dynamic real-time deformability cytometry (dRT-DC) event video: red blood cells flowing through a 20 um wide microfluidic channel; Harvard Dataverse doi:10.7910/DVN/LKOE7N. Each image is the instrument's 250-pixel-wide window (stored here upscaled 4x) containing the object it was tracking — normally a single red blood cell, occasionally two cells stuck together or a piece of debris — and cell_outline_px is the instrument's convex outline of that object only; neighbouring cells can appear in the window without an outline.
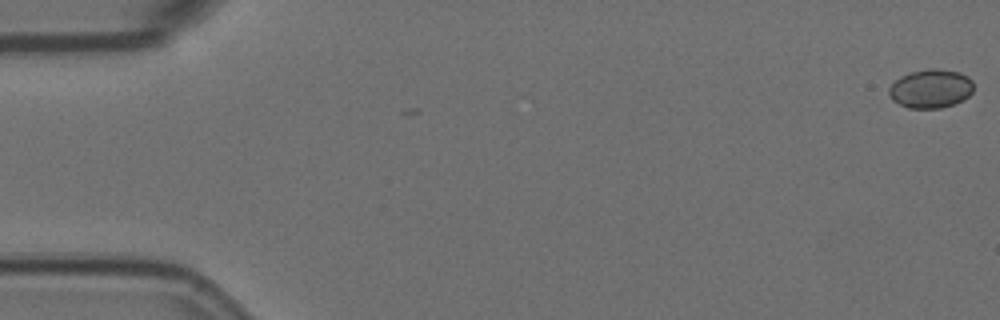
{"species": "Egyptian fruit bat (a non-hibernating species)", "species_latin": "Rousettus aegyptiacus", "temperature_condition": "room temperature", "stored_images_in_passage": 5, "camera_frame_rate_fps": 3000, "um_per_image_px": 0.085, "animal": {"sex": "female"}, "frame": {"image": 1, "passage_image": 1, "time_ms": 0.0, "image_size_px": [1000, 320], "cell_outline_px": [[972, 92], [964, 100], [940, 108], [908, 108], [892, 100], [888, 92], [888, 88], [900, 76], [908, 72], [928, 68], [936, 68], [960, 72], [968, 76], [972, 80]], "centroid_in_image_um": [79.1, 7.52], "position_along_channel_um": 5.9, "area_um2": 19.25}}
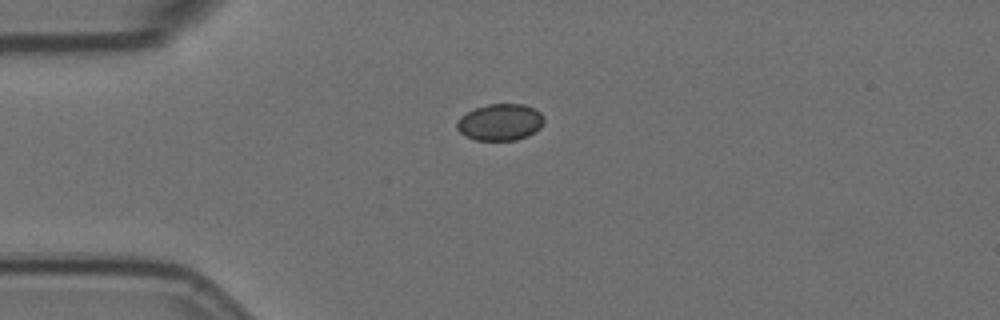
{"frame": {"image": 2, "passage_image": 4, "time_ms": 1.0, "image_size_px": [1000, 320], "cell_outline_px": [[544, 120], [540, 128], [536, 132], [528, 136], [516, 140], [476, 140], [460, 132], [456, 128], [456, 120], [460, 116], [476, 108], [488, 104], [524, 104], [540, 112], [544, 116]], "centroid_in_image_um": [42.52, 10.39], "position_along_channel_um": 42.5, "area_um2": 18.61}}